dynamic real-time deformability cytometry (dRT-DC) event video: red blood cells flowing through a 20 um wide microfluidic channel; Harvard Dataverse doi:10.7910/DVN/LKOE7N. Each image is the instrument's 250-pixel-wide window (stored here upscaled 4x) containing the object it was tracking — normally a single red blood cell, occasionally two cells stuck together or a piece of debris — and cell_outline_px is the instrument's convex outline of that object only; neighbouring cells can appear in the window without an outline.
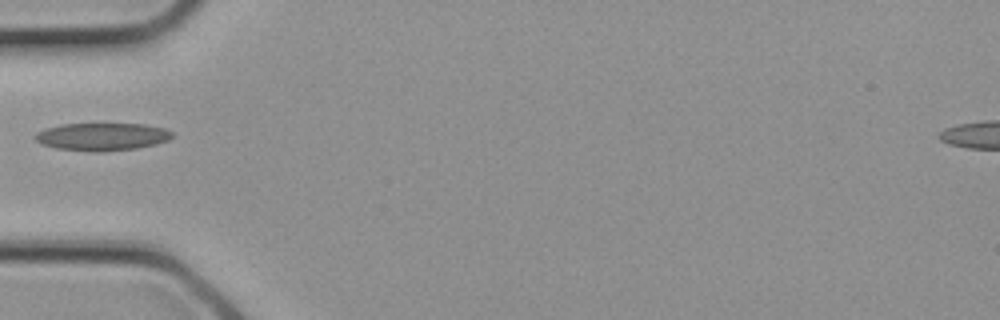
{"species": "common noctule bat (a hibernating species)", "species_latin": "Nyctalus noctula", "temperature_condition": "cold", "stored_images_in_passage": 1, "camera_frame_rate_fps": 3000, "um_per_image_px": 0.085, "animal": {"sex": "female", "body_mass_g": 21.9}, "frame": {"image": 1, "passage_image": 1, "time_ms": 0.0, "image_size_px": [1000, 320], "cell_outline_px": [[172, 136], [168, 140], [156, 144], [136, 148], [100, 152], [92, 152], [56, 148], [40, 144], [32, 136], [36, 132], [44, 128], [60, 124], [144, 124], [164, 128], [172, 132]], "centroid_in_image_um": [8.62, 11.62], "position_along_channel_um": 76.4, "area_um2": 22.25}}